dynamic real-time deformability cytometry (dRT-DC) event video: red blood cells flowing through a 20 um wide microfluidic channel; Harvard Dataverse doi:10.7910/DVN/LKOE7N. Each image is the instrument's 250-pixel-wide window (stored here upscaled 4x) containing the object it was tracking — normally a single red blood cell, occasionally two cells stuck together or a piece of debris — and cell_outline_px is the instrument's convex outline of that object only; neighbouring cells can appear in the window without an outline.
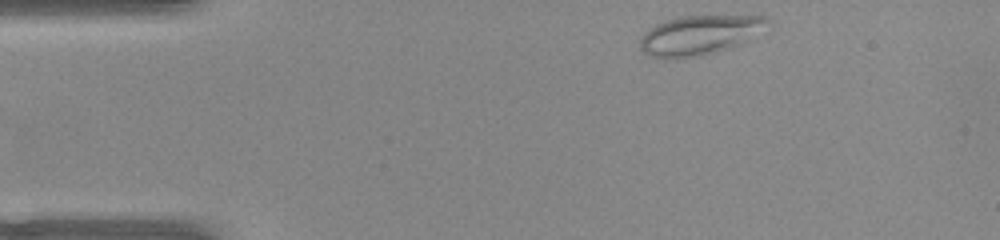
{"species": "common noctule bat (a hibernating species)", "species_latin": "Nyctalus noctula", "temperature_condition": "warm", "stored_images_in_passage": 44, "camera_frame_rate_fps": 3000, "um_per_image_px": 0.085, "animal": {"sex": "female", "body_mass_g": 22.0, "forearm_length_mm": 56.7}, "frame": {"image": 1, "passage_image": 1, "time_ms": 0.0, "image_size_px": [1000, 240], "cell_outline_px": [[772, 20], [728, 48], [700, 56], [652, 56], [644, 52], [640, 48], [640, 36], [644, 32], [656, 24], [664, 20], [680, 16], [764, 16]], "centroid_in_image_um": [59.33, 2.94], "position_along_channel_um": 25.7, "area_um2": 27.8}}
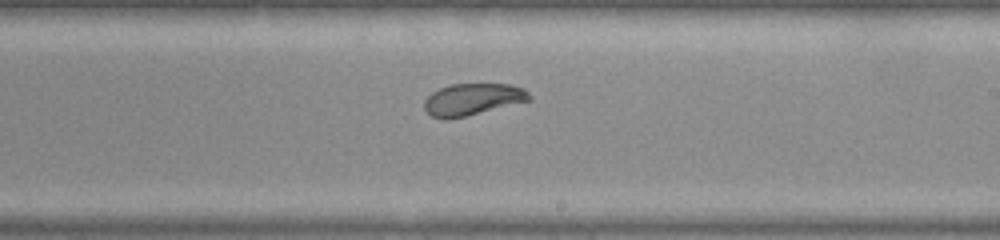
{"frame": {"image": 2, "passage_image": 23, "time_ms": 7.333, "image_size_px": [1000, 240], "cell_outline_px": [[532, 100], [448, 120], [444, 120], [432, 116], [424, 108], [424, 100], [432, 92], [448, 84], [512, 84], [524, 88], [532, 96]], "centroid_in_image_um": [40.18, 8.44], "position_along_channel_um": 248.8, "area_um2": 19.59}}
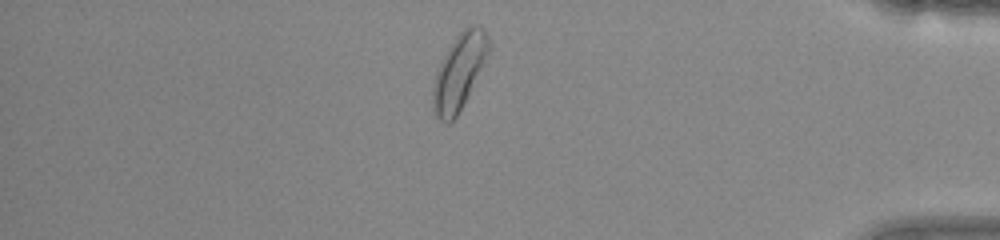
{"frame": {"image": 3, "passage_image": 37, "time_ms": 12.0, "image_size_px": [1000, 240], "cell_outline_px": [[492, 48], [456, 116], [448, 124], [440, 120], [436, 116], [432, 104], [432, 92], [436, 72], [448, 48], [456, 36], [464, 28], [472, 24], [480, 24], [484, 28], [488, 36]], "centroid_in_image_um": [39.05, 6.04], "position_along_channel_um": 396.1, "area_um2": 24.28}, "authors_computed_cell_mechanics": {"area_um2": 21.4438, "velocity_mm_per_s": 3.9187, "shape_relaxation_time_tau1_ms": 3.9272, "shape_relaxation_time_tau2_ms": 2.9756, "deformation_change_tau1": 0.1021, "deformation_change_tau2": 0.0862}}